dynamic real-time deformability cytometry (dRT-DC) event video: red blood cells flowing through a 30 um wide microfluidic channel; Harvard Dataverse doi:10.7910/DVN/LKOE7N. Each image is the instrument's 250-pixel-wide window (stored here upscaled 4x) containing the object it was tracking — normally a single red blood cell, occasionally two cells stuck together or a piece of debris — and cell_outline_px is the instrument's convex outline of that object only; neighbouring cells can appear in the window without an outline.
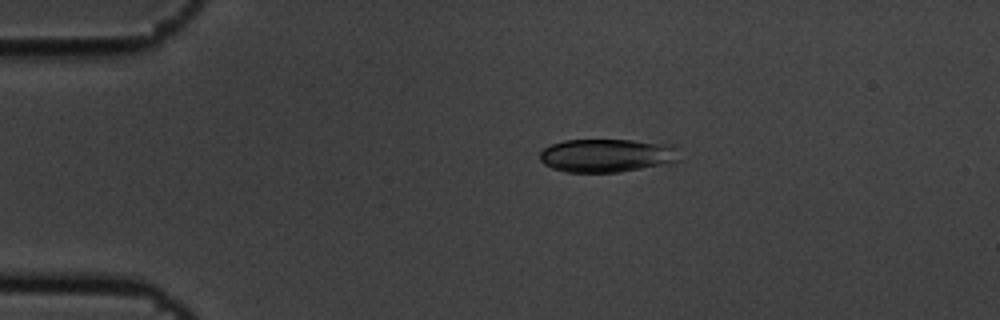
{"species": "common noctule bat (a hibernating species)", "species_latin": "Nyctalus noctula", "temperature_condition": "cold", "stored_images_in_passage": 3, "camera_frame_rate_fps": 3000, "um_per_image_px": 0.085, "animal": {"sex": "male", "body_mass_g": 19.5, "forearm_length_mm": 54.6}, "frame": {"image": 1, "passage_image": 1, "time_ms": 0.0, "image_size_px": [1000, 320], "cell_outline_px": [[680, 160], [620, 172], [564, 172], [552, 168], [544, 164], [540, 160], [540, 152], [544, 148], [552, 144], [564, 140], [632, 140], [672, 144]], "centroid_in_image_um": [51.52, 13.21], "position_along_channel_um": 33.5, "area_um2": 26.88}}
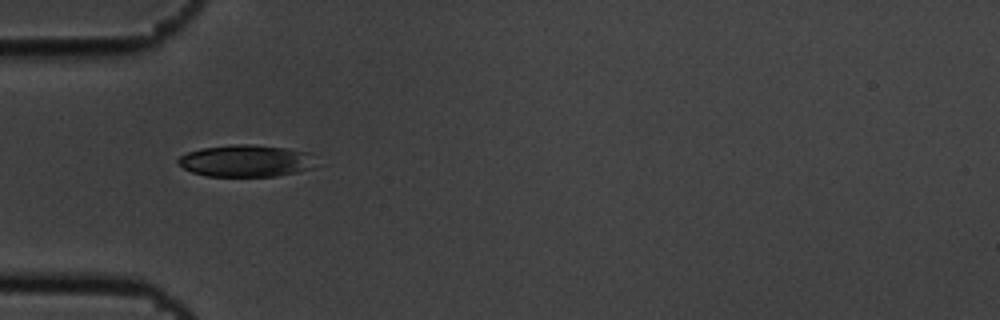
{"frame": {"image": 2, "passage_image": 2, "time_ms": 0.333, "image_size_px": [1000, 320], "cell_outline_px": [[312, 168], [296, 172], [276, 176], [208, 176], [192, 172], [184, 168], [176, 160], [180, 156], [188, 152], [200, 148], [232, 144], [252, 144], [284, 148], [312, 152]], "centroid_in_image_um": [20.88, 13.66], "position_along_channel_um": 64.1, "area_um2": 25.55}}
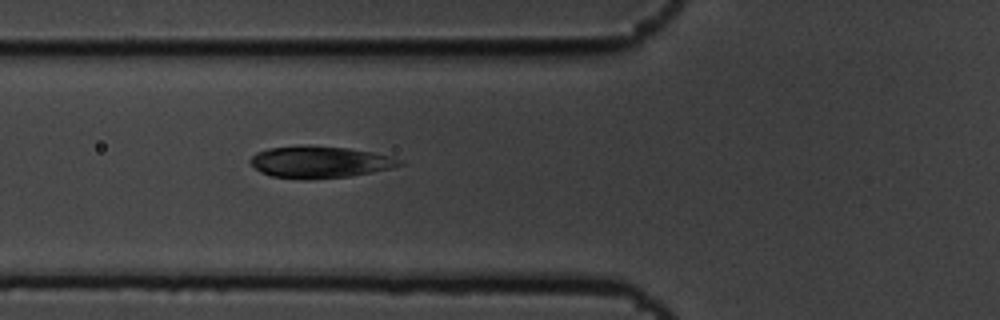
{"frame": {"image": 3, "passage_image": 3, "time_ms": 0.667, "image_size_px": [1000, 320], "cell_outline_px": [[404, 164], [392, 168], [352, 176], [304, 180], [272, 176], [260, 172], [248, 160], [256, 152], [268, 148], [348, 148], [372, 152], [392, 156], [404, 160]], "centroid_in_image_um": [27.24, 13.82], "position_along_channel_um": 98.6, "area_um2": 26.93}}